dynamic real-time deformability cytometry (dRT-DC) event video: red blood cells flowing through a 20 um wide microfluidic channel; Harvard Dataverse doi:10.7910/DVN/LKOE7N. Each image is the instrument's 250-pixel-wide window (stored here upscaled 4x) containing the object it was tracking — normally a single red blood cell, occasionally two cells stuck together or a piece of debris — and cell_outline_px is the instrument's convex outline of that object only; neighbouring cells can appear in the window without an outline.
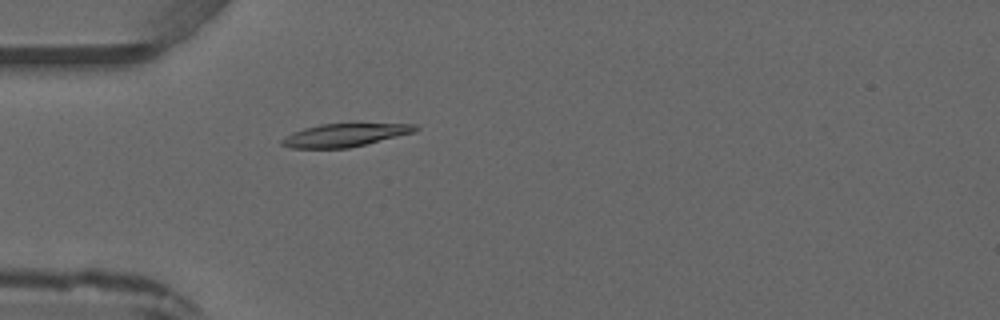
{"species": "common noctule bat (a hibernating species)", "species_latin": "Nyctalus noctula", "temperature_condition": "warm", "stored_images_in_passage": 3, "camera_frame_rate_fps": 3000, "um_per_image_px": 0.085, "animal": {"sex": "male", "forearm_length_mm": 52.5}, "frame": {"image": 1, "passage_image": 3, "time_ms": 2.333, "image_size_px": [1000, 320], "cell_outline_px": [[420, 128], [412, 132], [348, 148], [292, 148], [280, 144], [280, 140], [292, 132], [304, 128], [320, 124], [416, 124]], "centroid_in_image_um": [29.23, 11.48], "position_along_channel_um": 55.8, "area_um2": 17.51}}